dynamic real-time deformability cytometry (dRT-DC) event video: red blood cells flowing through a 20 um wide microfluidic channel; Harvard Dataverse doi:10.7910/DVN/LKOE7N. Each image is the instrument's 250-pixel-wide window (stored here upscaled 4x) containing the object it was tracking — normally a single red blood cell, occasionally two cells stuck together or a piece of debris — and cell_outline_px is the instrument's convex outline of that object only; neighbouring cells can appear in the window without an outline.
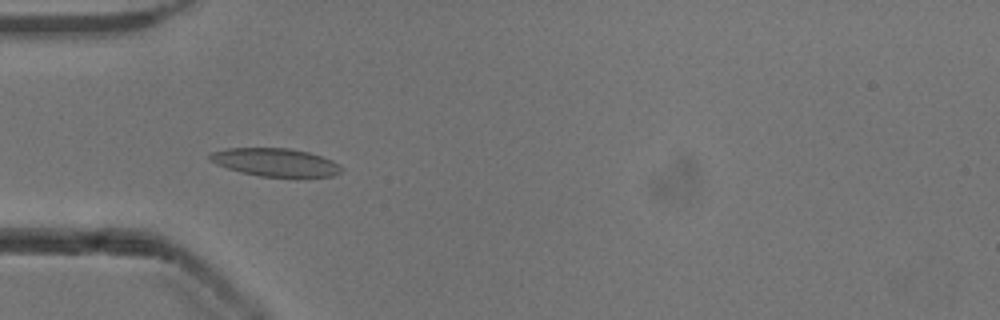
{"species": "common noctule bat (a hibernating species)", "species_latin": "Nyctalus noctula", "temperature_condition": "cold", "stored_images_in_passage": 52, "camera_frame_rate_fps": 3000, "um_per_image_px": 0.085, "animal": {"sex": "male", "body_mass_g": 13.3}, "frame": {"image": 1, "passage_image": 16, "time_ms": 5.0, "image_size_px": [1000, 320], "cell_outline_px": [[344, 168], [340, 172], [332, 176], [260, 176], [228, 168], [216, 164], [208, 160], [208, 156], [212, 152], [228, 148], [288, 148], [308, 152], [332, 160], [340, 164]], "centroid_in_image_um": [23.4, 13.78], "position_along_channel_um": 61.6, "area_um2": 21.21}}
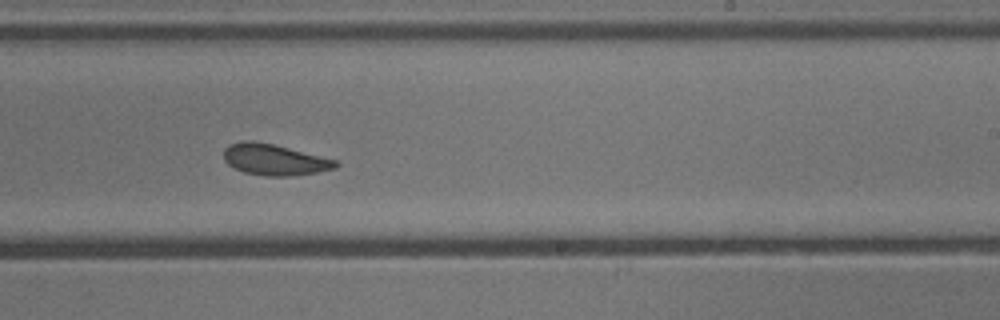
{"frame": {"image": 2, "passage_image": 32, "time_ms": 10.333, "image_size_px": [1000, 320], "cell_outline_px": [[340, 164], [336, 168], [316, 172], [292, 176], [264, 176], [244, 172], [228, 164], [224, 160], [224, 148], [228, 144], [244, 140], [252, 140], [272, 144], [336, 160]], "centroid_in_image_um": [23.3, 13.57], "position_along_channel_um": 265.7, "area_um2": 20.17}}
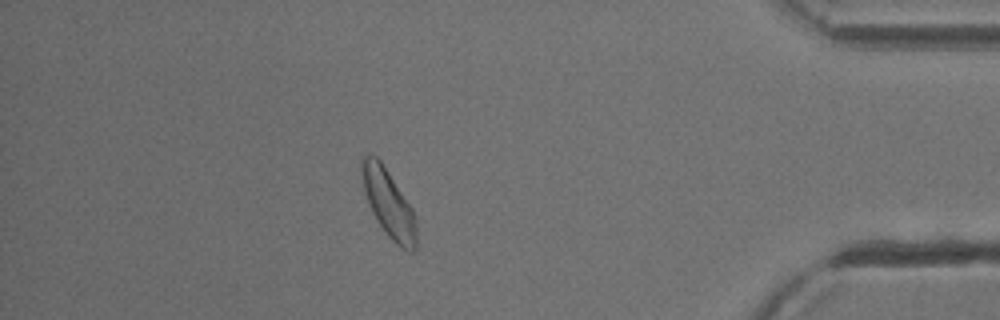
{"frame": {"image": 3, "passage_image": 46, "time_ms": 15.0, "image_size_px": [1000, 320], "cell_outline_px": [[416, 252], [408, 252], [400, 248], [384, 232], [376, 220], [368, 204], [364, 192], [360, 172], [360, 160], [368, 152], [376, 156], [380, 160], [412, 208], [416, 220]], "centroid_in_image_um": [33.0, 17.3], "position_along_channel_um": 402.2, "area_um2": 21.85}, "authors_computed_cell_mechanics": {"area_um2": 21.2126, "velocity_mm_per_s": 3.8686, "shape_relaxation_time_tau1_ms": 3.3098, "shape_relaxation_time_tau2_ms": 1.4696, "deformation_change_tau1": 0.0723, "deformation_change_tau2": 0.0698}}